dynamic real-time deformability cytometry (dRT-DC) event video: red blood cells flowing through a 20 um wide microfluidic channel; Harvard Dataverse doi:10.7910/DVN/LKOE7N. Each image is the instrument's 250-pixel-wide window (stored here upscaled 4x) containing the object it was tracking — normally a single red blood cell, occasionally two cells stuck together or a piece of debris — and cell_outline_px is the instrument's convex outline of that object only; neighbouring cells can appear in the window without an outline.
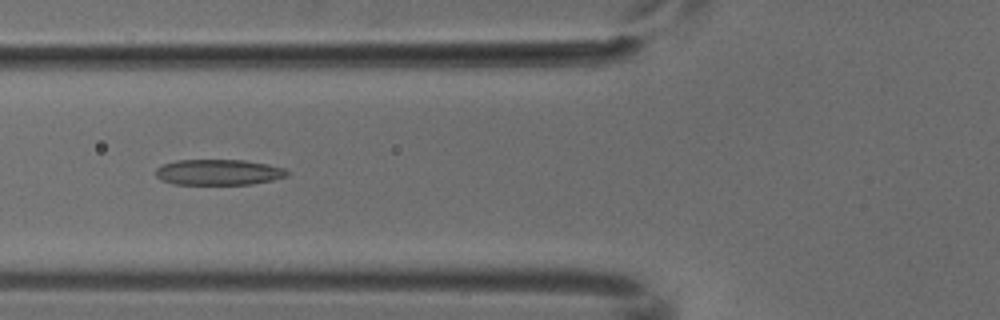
{"species": "common noctule bat (a hibernating species)", "species_latin": "Nyctalus noctula", "temperature_condition": "cold", "stored_images_in_passage": 5, "camera_frame_rate_fps": 3000, "um_per_image_px": 0.085, "animal": {"sex": "male", "body_mass_g": 18.8}, "frame": {"image": 1, "passage_image": 5, "time_ms": 1.333, "image_size_px": [1000, 320], "cell_outline_px": [[288, 176], [272, 180], [252, 184], [172, 184], [160, 180], [156, 176], [156, 168], [164, 164], [176, 160], [244, 160], [268, 164], [284, 168], [288, 172]], "centroid_in_image_um": [18.56, 14.64], "position_along_channel_um": 107.2, "area_um2": 19.71}}